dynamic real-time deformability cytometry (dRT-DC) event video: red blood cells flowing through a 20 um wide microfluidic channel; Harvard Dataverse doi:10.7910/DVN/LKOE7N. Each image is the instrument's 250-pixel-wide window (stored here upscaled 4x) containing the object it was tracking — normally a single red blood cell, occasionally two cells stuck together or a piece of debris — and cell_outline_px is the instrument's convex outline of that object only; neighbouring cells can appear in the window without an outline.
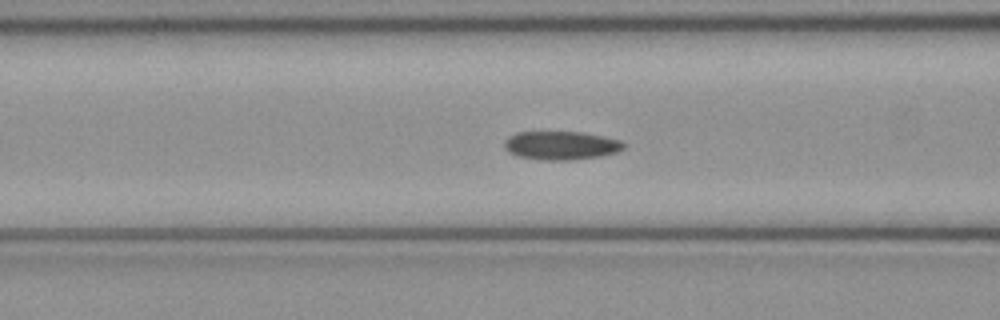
{"species": "common noctule bat (a hibernating species)", "species_latin": "Nyctalus noctula", "temperature_condition": "cold", "stored_images_in_passage": 52, "segment_of_instrument_passage": [1, 2], "camera_frame_rate_fps": 3000, "um_per_image_px": 0.085, "animal": {"sex": "female", "body_mass_g": 21.9}, "frame": {"image": 1, "passage_image": 20, "time_ms": 6.333, "image_size_px": [1000, 320], "cell_outline_px": [[628, 144], [624, 148], [616, 152], [600, 156], [572, 160], [544, 160], [516, 156], [508, 152], [504, 148], [504, 140], [508, 136], [516, 132], [580, 132], [604, 136], [620, 140]], "centroid_in_image_um": [47.68, 12.36], "position_along_channel_um": 118.9, "area_um2": 20.06}}
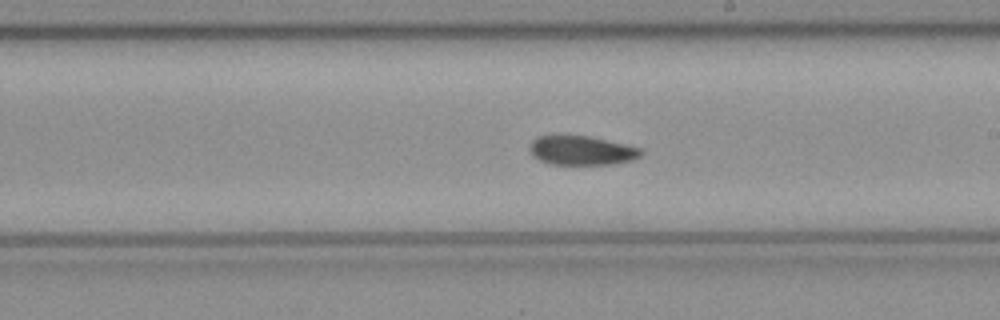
{"frame": {"image": 2, "passage_image": 29, "time_ms": 9.333, "image_size_px": [1000, 320], "cell_outline_px": [[644, 152], [640, 156], [632, 160], [612, 164], [548, 164], [532, 156], [528, 148], [532, 140], [536, 136], [588, 136], [624, 144], [640, 148]], "centroid_in_image_um": [49.4, 12.79], "position_along_channel_um": 239.6, "area_um2": 18.84}}
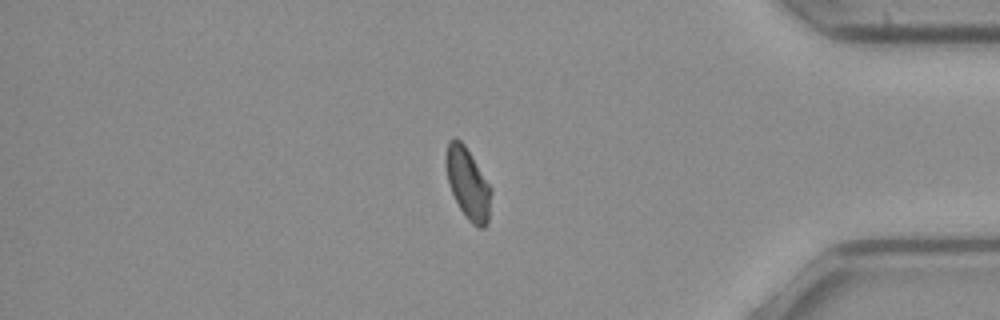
{"frame": {"image": 3, "passage_image": 43, "time_ms": 14.0, "image_size_px": [1000, 320], "cell_outline_px": [[492, 192], [488, 224], [484, 228], [480, 228], [472, 224], [468, 220], [460, 208], [452, 192], [448, 180], [444, 164], [444, 160], [448, 140], [456, 136], [464, 144], [492, 188]], "centroid_in_image_um": [39.77, 15.59], "position_along_channel_um": 395.4, "area_um2": 18.9}}